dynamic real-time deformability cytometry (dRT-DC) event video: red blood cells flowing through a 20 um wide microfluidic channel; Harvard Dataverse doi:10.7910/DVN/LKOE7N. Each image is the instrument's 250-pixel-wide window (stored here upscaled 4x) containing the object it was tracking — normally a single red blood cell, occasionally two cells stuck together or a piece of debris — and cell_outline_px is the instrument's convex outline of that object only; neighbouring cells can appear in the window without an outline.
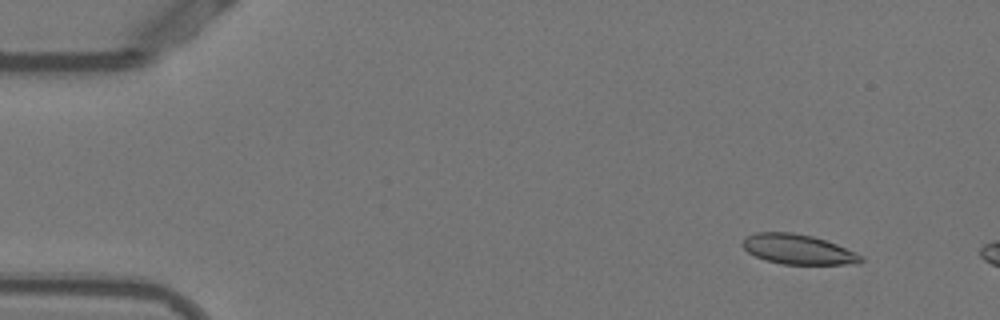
{"species": "Egyptian fruit bat (a non-hibernating species)", "species_latin": "Rousettus aegyptiacus", "temperature_condition": "warm", "stored_images_in_passage": 50, "camera_frame_rate_fps": 3000, "um_per_image_px": 0.085, "animal": {"sex": "female"}, "frame": {"image": 1, "passage_image": 5, "time_ms": 1.333, "image_size_px": [1000, 320], "cell_outline_px": [[864, 260], [860, 264], [784, 264], [764, 260], [748, 252], [744, 248], [744, 240], [748, 236], [756, 232], [792, 232], [812, 236], [836, 244], [864, 256]], "centroid_in_image_um": [67.87, 21.2], "position_along_channel_um": 17.1, "area_um2": 20.46}}
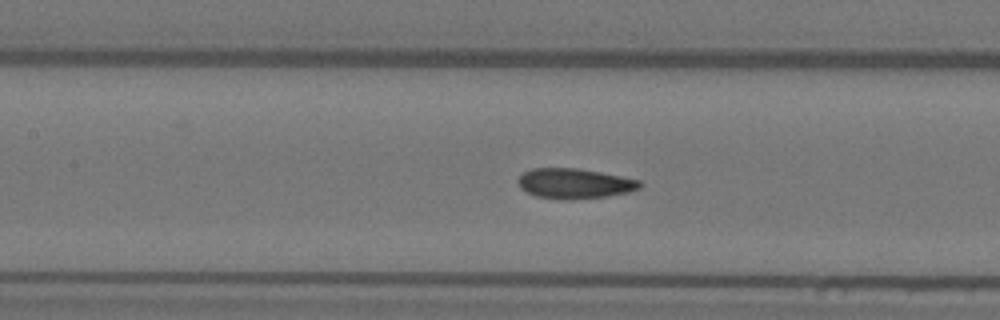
{"frame": {"image": 2, "passage_image": 24, "time_ms": 7.667, "image_size_px": [1000, 320], "cell_outline_px": [[644, 184], [640, 188], [628, 192], [604, 196], [568, 200], [564, 200], [536, 196], [520, 188], [516, 180], [524, 172], [532, 168], [576, 168], [600, 172], [640, 180]], "centroid_in_image_um": [48.82, 15.59], "position_along_channel_um": 158.6, "area_um2": 21.33}}
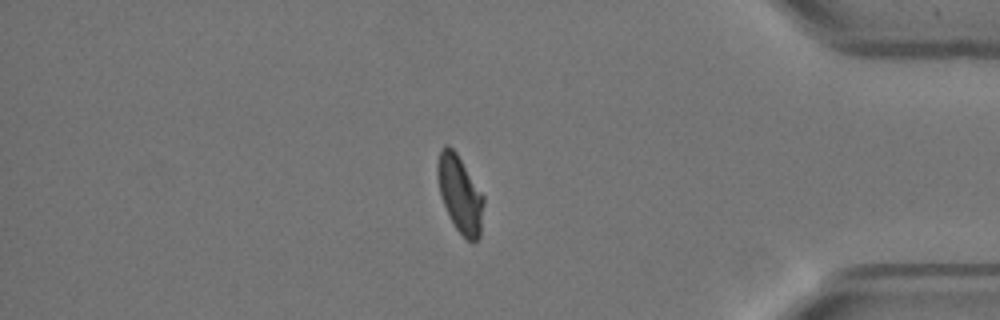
{"frame": {"image": 3, "passage_image": 45, "time_ms": 14.667, "image_size_px": [1000, 320], "cell_outline_px": [[484, 204], [480, 236], [472, 244], [456, 228], [440, 196], [436, 176], [436, 164], [440, 148], [444, 144], [448, 144], [456, 152], [484, 196]], "centroid_in_image_um": [39.08, 16.46], "position_along_channel_um": 396.1, "area_um2": 20.75}, "authors_computed_cell_mechanics": {"area_um2": 21.2993, "velocity_mm_per_s": 3.8326, "shape_relaxation_time_tau1_ms": 6.2587, "shape_relaxation_time_tau2_ms": 1.315, "deformation_change_tau1": 0.2018, "deformation_change_tau2": 0.0786}}